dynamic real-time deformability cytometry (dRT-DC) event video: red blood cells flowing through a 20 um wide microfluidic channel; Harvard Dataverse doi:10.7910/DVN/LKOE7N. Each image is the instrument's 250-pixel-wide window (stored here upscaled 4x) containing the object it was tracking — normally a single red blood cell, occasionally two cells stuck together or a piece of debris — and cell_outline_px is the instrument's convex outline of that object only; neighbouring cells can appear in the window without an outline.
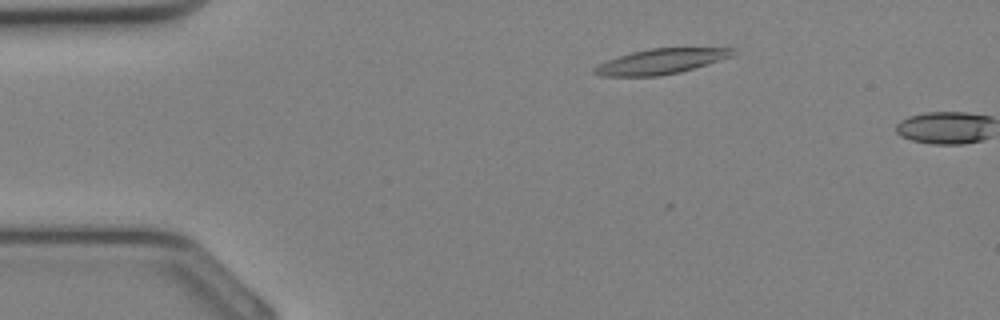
{"species": "Egyptian fruit bat (a non-hibernating species)", "species_latin": "Rousettus aegyptiacus", "temperature_condition": "cold", "stored_images_in_passage": 6, "camera_frame_rate_fps": 3000, "um_per_image_px": 0.085, "animal": {"sex": "female"}, "frame": {"image": 1, "passage_image": 5, "time_ms": 1.333, "image_size_px": [1000, 320], "cell_outline_px": [[736, 52], [732, 56], [680, 72], [660, 76], [600, 76], [592, 72], [592, 68], [608, 60], [632, 52], [652, 48], [736, 48]], "centroid_in_image_um": [56.17, 5.22], "position_along_channel_um": 28.8, "area_um2": 20.06}}